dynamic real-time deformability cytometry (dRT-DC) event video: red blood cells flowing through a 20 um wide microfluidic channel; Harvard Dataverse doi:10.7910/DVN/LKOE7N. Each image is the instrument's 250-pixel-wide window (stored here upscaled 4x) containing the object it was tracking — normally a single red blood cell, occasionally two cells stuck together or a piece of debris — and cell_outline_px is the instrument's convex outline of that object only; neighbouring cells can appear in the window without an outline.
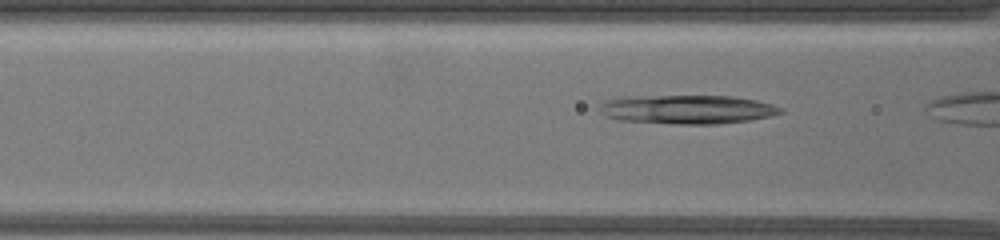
{"species": "common noctule bat (a hibernating species)", "species_latin": "Nyctalus noctula", "temperature_condition": "warm", "stored_images_in_passage": 39, "camera_frame_rate_fps": 3000, "um_per_image_px": 0.085, "animal": {"sex": "female", "body_mass_g": 19.5, "forearm_length_mm": 54.1}, "frame": {"image": 1, "passage_image": 33, "time_ms": 10.667, "image_size_px": [1000, 240], "cell_outline_px": [[784, 112], [772, 116], [748, 120], [720, 124], [676, 124], [616, 120], [604, 116], [596, 108], [604, 100], [620, 96], [732, 96], [756, 100], [772, 104], [780, 108]], "centroid_in_image_um": [58.33, 9.3], "position_along_channel_um": 108.3, "area_um2": 30.92}}
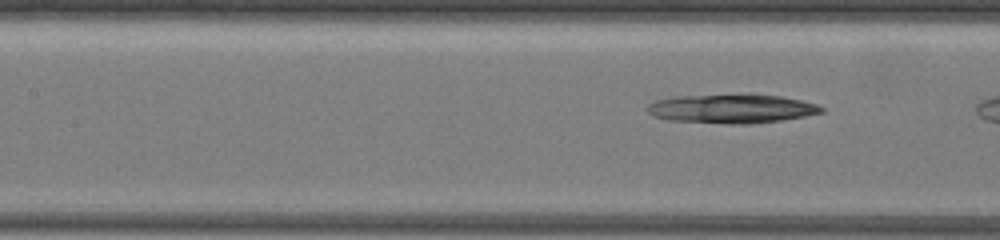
{"frame": {"image": 2, "passage_image": 37, "time_ms": 12.0, "image_size_px": [1000, 240], "cell_outline_px": [[824, 112], [784, 120], [752, 124], [728, 124], [668, 120], [652, 116], [648, 112], [648, 104], [656, 100], [672, 96], [748, 92], [752, 92], [780, 96], [800, 100], [816, 104], [824, 108]], "centroid_in_image_um": [62.18, 9.21], "position_along_channel_um": 145.2, "area_um2": 30.46}}